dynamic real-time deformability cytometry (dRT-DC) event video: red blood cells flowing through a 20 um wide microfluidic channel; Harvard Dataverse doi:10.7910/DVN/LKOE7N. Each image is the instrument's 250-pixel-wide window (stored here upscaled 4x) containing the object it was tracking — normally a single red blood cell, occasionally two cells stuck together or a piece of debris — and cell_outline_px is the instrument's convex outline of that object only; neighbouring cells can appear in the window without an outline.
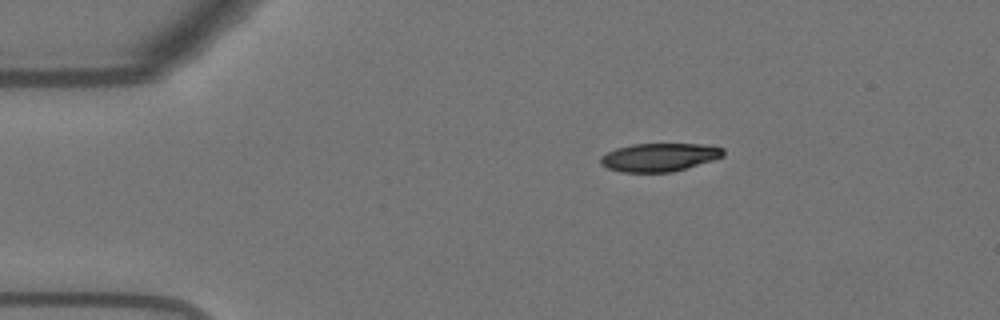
{"species": "Egyptian fruit bat (a non-hibernating species)", "species_latin": "Rousettus aegyptiacus", "temperature_condition": "warm", "stored_images_in_passage": 46, "camera_frame_rate_fps": 3000, "um_per_image_px": 0.085, "animal": {"sex": "female"}, "frame": {"image": 1, "passage_image": 1, "time_ms": 0.0, "image_size_px": [1000, 320], "cell_outline_px": [[724, 156], [712, 160], [672, 172], [624, 172], [608, 168], [600, 164], [600, 156], [616, 148], [632, 144], [708, 144], [724, 148]], "centroid_in_image_um": [56.05, 13.36], "position_along_channel_um": 29.0, "area_um2": 20.17}}
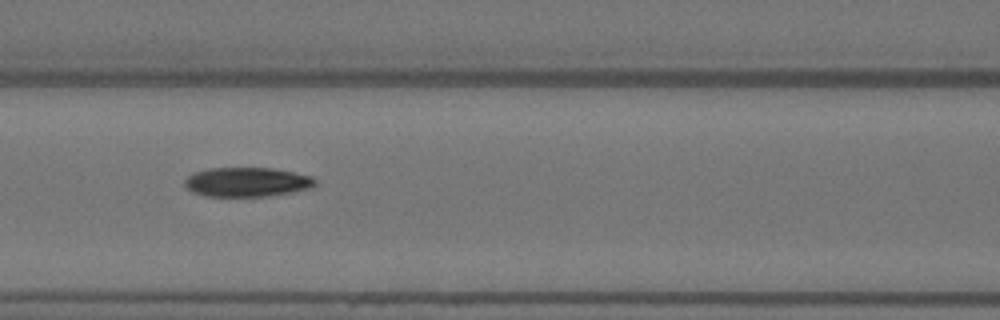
{"frame": {"image": 2, "passage_image": 15, "time_ms": 4.667, "image_size_px": [1000, 320], "cell_outline_px": [[316, 184], [308, 188], [292, 192], [268, 196], [204, 196], [192, 192], [184, 184], [184, 180], [188, 176], [196, 172], [208, 168], [272, 168], [312, 176], [316, 180]], "centroid_in_image_um": [20.97, 15.47], "position_along_channel_um": 145.6, "area_um2": 22.2}}
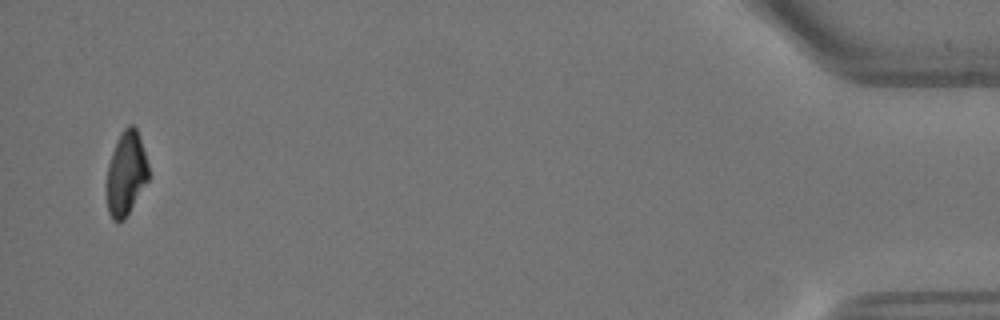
{"frame": {"image": 3, "passage_image": 45, "time_ms": 14.667, "image_size_px": [1000, 320], "cell_outline_px": [[148, 180], [124, 220], [112, 220], [108, 212], [104, 192], [108, 164], [112, 152], [120, 132], [128, 124], [132, 124], [136, 128], [148, 164]], "centroid_in_image_um": [10.67, 14.77], "position_along_channel_um": 424.5, "area_um2": 20.63}, "authors_computed_cell_mechanics": {"area_um2": 22.5998, "velocity_mm_per_s": 3.6533, "shape_relaxation_time_tau1_ms": 8.7822, "shape_relaxation_time_tau2_ms": 6.2545, "deformation_change_tau1": 0.2393, "deformation_change_tau2": 0.1144}}